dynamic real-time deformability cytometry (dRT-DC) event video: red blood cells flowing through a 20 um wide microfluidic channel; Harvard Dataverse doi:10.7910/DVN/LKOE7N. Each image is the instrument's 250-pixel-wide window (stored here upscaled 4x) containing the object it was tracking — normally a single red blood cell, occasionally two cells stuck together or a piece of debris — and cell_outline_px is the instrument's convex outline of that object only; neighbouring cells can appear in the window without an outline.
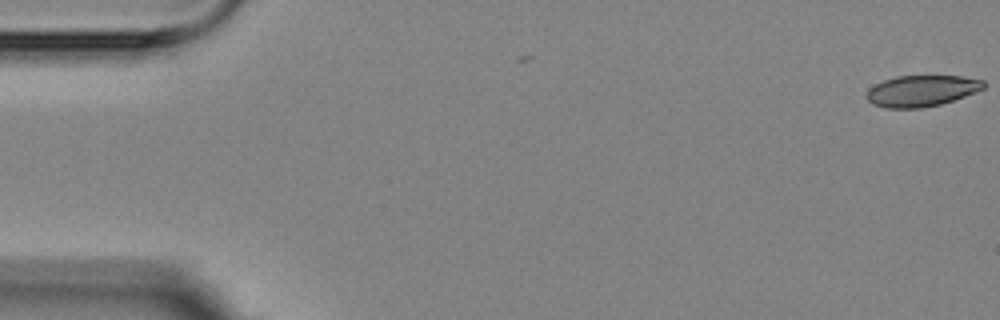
{"species": "Egyptian fruit bat (a non-hibernating species)", "species_latin": "Rousettus aegyptiacus", "temperature_condition": "room temperature", "stored_images_in_passage": 2, "camera_frame_rate_fps": 3000, "um_per_image_px": 0.085, "animal": {"sex": "female"}, "frame": {"image": 1, "passage_image": 2, "time_ms": 1.0, "image_size_px": [1000, 320], "cell_outline_px": [[984, 88], [964, 96], [940, 104], [920, 108], [884, 108], [872, 104], [864, 96], [868, 88], [884, 80], [896, 76], [960, 76], [984, 80]], "centroid_in_image_um": [78.27, 7.72], "position_along_channel_um": 6.7, "area_um2": 21.21}}